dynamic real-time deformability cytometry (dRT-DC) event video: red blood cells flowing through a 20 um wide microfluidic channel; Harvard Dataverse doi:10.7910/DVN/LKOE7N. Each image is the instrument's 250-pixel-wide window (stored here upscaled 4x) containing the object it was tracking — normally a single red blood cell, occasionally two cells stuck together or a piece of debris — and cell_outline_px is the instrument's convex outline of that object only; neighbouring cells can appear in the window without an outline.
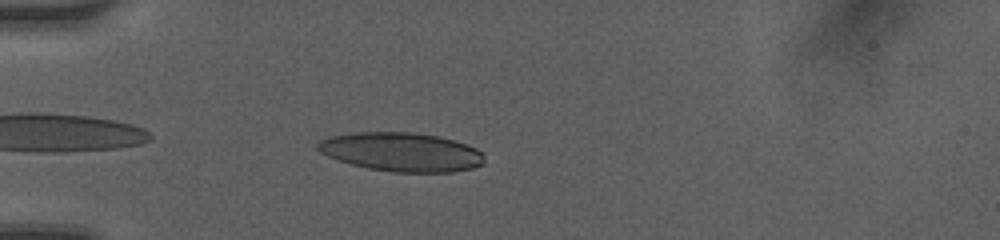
{"species": "human", "species_latin": "Homo sapiens", "temperature_condition": "room temperature", "stored_images_in_passage": 38, "camera_frame_rate_fps": 3000, "um_per_image_px": 0.085, "donor": {"sex": "female"}, "frame": {"image": 1, "passage_image": 3, "time_ms": 0.667, "image_size_px": [1000, 240], "cell_outline_px": [[484, 164], [472, 168], [452, 172], [392, 172], [368, 168], [352, 164], [328, 156], [320, 152], [316, 148], [316, 144], [320, 140], [328, 136], [352, 132], [412, 132], [436, 136], [468, 144], [484, 152]], "centroid_in_image_um": [34.12, 12.91], "position_along_channel_um": 50.9, "area_um2": 37.92}}
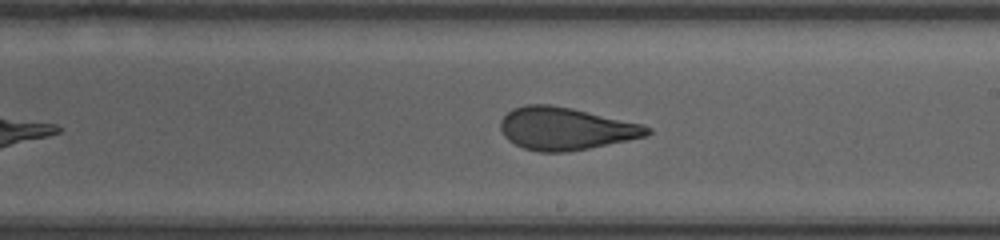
{"frame": {"image": 2, "passage_image": 18, "time_ms": 5.667, "image_size_px": [1000, 240], "cell_outline_px": [[652, 132], [648, 136], [568, 152], [540, 152], [524, 148], [508, 140], [504, 136], [500, 128], [500, 120], [512, 108], [524, 104], [552, 104], [572, 108], [644, 124], [652, 128]], "centroid_in_image_um": [48.09, 10.92], "position_along_channel_um": 240.9, "area_um2": 36.59}}
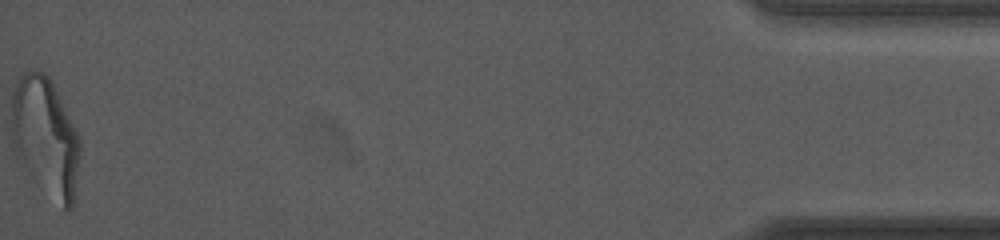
{"frame": {"image": 3, "passage_image": 38, "time_ms": 12.333, "image_size_px": [1000, 240], "cell_outline_px": [[80, 152], [72, 208], [64, 212], [16, 156], [12, 140], [12, 96], [16, 84], [20, 76], [28, 68], [32, 68], [44, 72], [48, 76], [80, 140]], "centroid_in_image_um": [3.85, 11.62], "position_along_channel_um": 431.4, "area_um2": 46.41}, "authors_computed_cell_mechanics": {"area_um2": 37.4833, "velocity_mm_per_s": 4.1954, "shape_relaxation_time_tau1_ms": 11.1215, "shape_relaxation_time_tau2_ms": 1.2463, "deformation_change_tau1": 0.2955, "deformation_change_tau2": 0.0921}}